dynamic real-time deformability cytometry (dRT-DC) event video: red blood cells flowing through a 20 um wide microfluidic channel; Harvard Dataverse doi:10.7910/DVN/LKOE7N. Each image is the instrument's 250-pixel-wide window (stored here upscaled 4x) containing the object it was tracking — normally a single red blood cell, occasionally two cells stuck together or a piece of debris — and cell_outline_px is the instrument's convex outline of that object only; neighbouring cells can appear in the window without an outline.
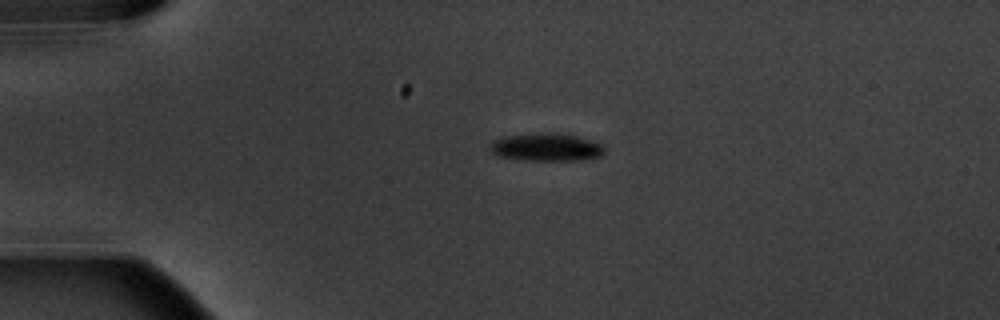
{"species": "common noctule bat (a hibernating species)", "species_latin": "Nyctalus noctula", "temperature_condition": "warm", "stored_images_in_passage": 5, "camera_frame_rate_fps": 3000, "um_per_image_px": 0.085, "animal": {"sex": "male", "body_mass_g": 20.1, "forearm_length_mm": 53.5}, "frame": {"image": 1, "passage_image": 4, "time_ms": 3.667, "image_size_px": [1000, 320], "cell_outline_px": [[604, 152], [600, 156], [580, 160], [520, 160], [496, 156], [488, 148], [488, 144], [492, 140], [504, 136], [532, 132], [556, 132], [576, 136], [600, 144], [604, 148]], "centroid_in_image_um": [46.32, 12.49], "position_along_channel_um": 38.7, "area_um2": 18.9}}